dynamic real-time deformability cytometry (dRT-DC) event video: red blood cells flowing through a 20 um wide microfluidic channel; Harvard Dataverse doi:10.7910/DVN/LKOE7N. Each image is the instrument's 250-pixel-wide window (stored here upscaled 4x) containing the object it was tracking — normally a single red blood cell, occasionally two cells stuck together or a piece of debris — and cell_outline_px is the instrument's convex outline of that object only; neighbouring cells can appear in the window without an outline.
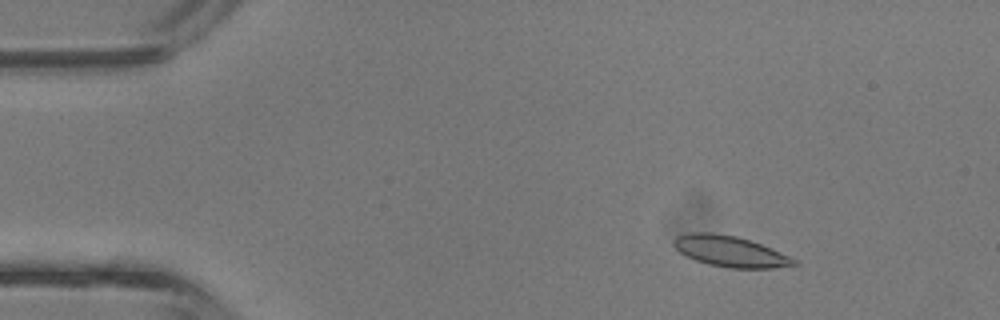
{"species": "common noctule bat (a hibernating species)", "species_latin": "Nyctalus noctula", "temperature_condition": "room temperature", "stored_images_in_passage": 4, "camera_frame_rate_fps": 3000, "um_per_image_px": 0.085, "animal": {"sex": "male", "body_mass_g": 13.3}, "frame": {"image": 1, "passage_image": 1, "time_ms": 0.0, "image_size_px": [1000, 320], "cell_outline_px": [[800, 264], [772, 268], [728, 268], [708, 264], [696, 260], [680, 252], [672, 244], [672, 240], [676, 236], [692, 232], [712, 232], [736, 236], [772, 248], [796, 260]], "centroid_in_image_um": [62.04, 21.36], "position_along_channel_um": 23.0, "area_um2": 21.5}}
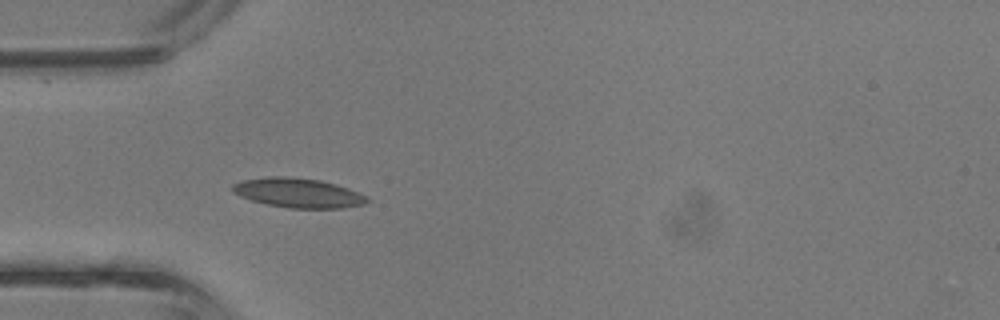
{"frame": {"image": 2, "passage_image": 3, "time_ms": 0.667, "image_size_px": [1000, 320], "cell_outline_px": [[372, 200], [364, 204], [340, 208], [288, 208], [268, 204], [252, 200], [240, 196], [232, 192], [232, 184], [244, 180], [268, 176], [288, 176], [320, 180], [336, 184], [348, 188], [368, 196]], "centroid_in_image_um": [25.37, 16.39], "position_along_channel_um": 59.6, "area_um2": 23.18}}
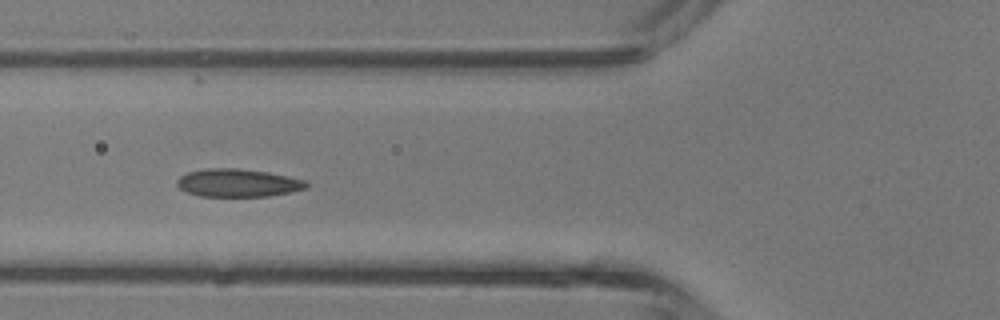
{"frame": {"image": 3, "passage_image": 4, "time_ms": 1.0, "image_size_px": [1000, 320], "cell_outline_px": [[308, 188], [292, 192], [268, 196], [200, 196], [188, 192], [180, 188], [176, 184], [176, 180], [180, 176], [188, 172], [208, 168], [236, 168], [268, 172], [288, 176], [304, 180], [308, 184]], "centroid_in_image_um": [20.23, 15.54], "position_along_channel_um": 105.6, "area_um2": 21.04}}